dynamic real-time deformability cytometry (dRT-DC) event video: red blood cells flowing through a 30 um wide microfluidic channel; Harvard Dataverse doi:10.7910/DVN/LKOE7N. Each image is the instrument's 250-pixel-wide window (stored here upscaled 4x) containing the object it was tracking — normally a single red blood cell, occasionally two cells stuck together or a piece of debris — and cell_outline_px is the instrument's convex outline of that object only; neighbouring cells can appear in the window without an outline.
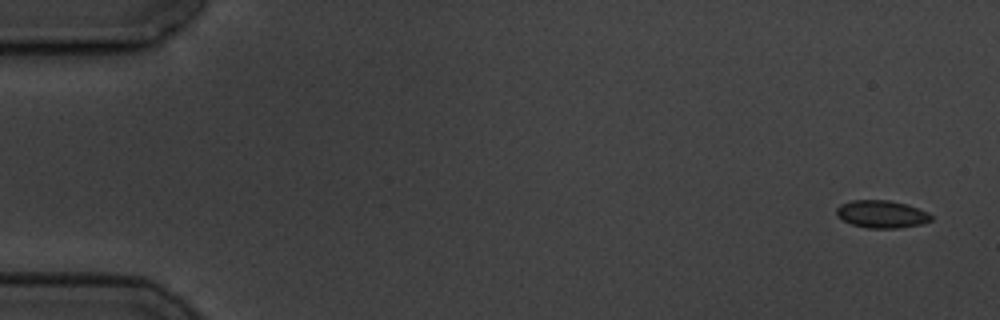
{"species": "common noctule bat (a hibernating species)", "species_latin": "Nyctalus noctula", "temperature_condition": "cold", "stored_images_in_passage": 11, "camera_frame_rate_fps": 3000, "um_per_image_px": 0.085, "animal": {"sex": "male", "body_mass_g": 19.5, "forearm_length_mm": 54.6}, "frame": {"image": 1, "passage_image": 1, "time_ms": 0.0, "image_size_px": [1000, 320], "cell_outline_px": [[932, 220], [920, 224], [896, 228], [868, 228], [852, 224], [836, 216], [836, 208], [840, 204], [852, 200], [888, 200], [908, 204], [928, 212], [932, 216]], "centroid_in_image_um": [74.93, 18.19], "position_along_channel_um": 10.1, "area_um2": 15.2}}
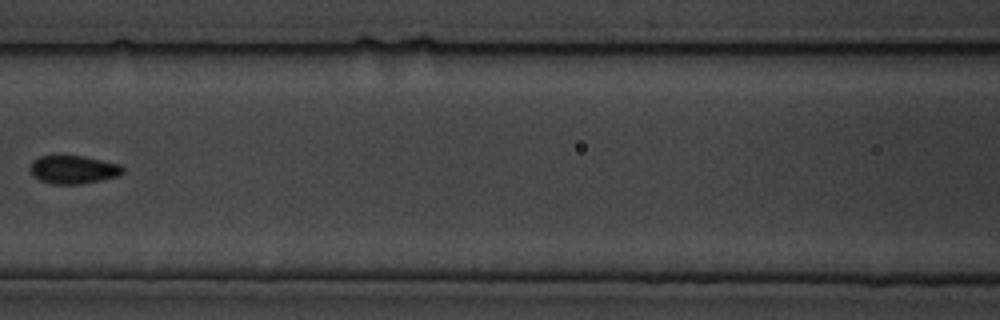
{"frame": {"image": 2, "passage_image": 7, "time_ms": 8.0, "image_size_px": [1000, 320], "cell_outline_px": [[124, 172], [116, 176], [100, 180], [80, 184], [52, 184], [40, 180], [32, 176], [32, 160], [40, 156], [84, 156], [120, 164], [124, 168]], "centroid_in_image_um": [6.24, 14.41], "position_along_channel_um": 160.4, "area_um2": 15.09}}
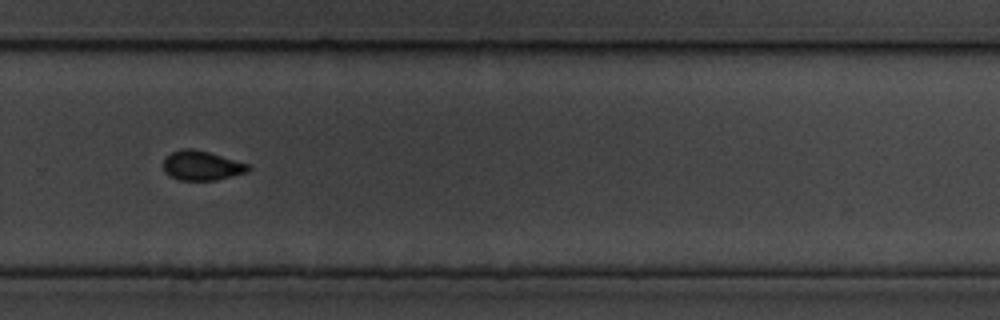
{"frame": {"image": 3, "passage_image": 11, "time_ms": 12.333, "image_size_px": [1000, 320], "cell_outline_px": [[252, 168], [248, 172], [216, 180], [180, 180], [164, 172], [164, 156], [180, 148], [192, 148], [208, 152], [248, 164]], "centroid_in_image_um": [17.13, 14.07], "position_along_channel_um": 312.7, "area_um2": 14.57}}